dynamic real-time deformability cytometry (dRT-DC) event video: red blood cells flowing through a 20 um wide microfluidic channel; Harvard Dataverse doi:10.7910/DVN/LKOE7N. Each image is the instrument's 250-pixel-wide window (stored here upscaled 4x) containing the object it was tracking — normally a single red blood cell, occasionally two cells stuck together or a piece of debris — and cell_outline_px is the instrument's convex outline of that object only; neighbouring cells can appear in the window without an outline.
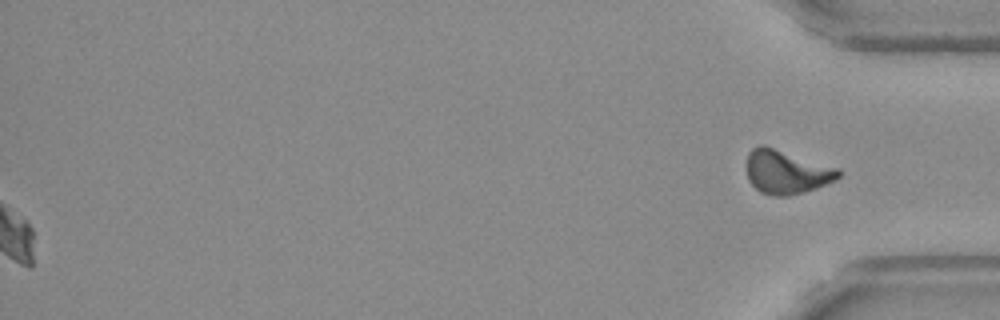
{"species": "Egyptian fruit bat (a non-hibernating species)", "species_latin": "Rousettus aegyptiacus", "temperature_condition": "warm", "stored_images_in_passage": 54, "segment_of_instrument_passage": [2, 2], "camera_frame_rate_fps": 3000, "um_per_image_px": 0.085, "frame": {"image": 1, "passage_image": 54, "time_ms": 17.667, "image_size_px": [1000, 320], "cell_outline_px": [[844, 172], [836, 180], [816, 188], [804, 192], [788, 196], [772, 196], [760, 192], [748, 180], [748, 152], [752, 148], [760, 144], [764, 144], [840, 168]], "centroid_in_image_um": [66.89, 14.6], "position_along_channel_um": 368.3, "area_um2": 23.76}}